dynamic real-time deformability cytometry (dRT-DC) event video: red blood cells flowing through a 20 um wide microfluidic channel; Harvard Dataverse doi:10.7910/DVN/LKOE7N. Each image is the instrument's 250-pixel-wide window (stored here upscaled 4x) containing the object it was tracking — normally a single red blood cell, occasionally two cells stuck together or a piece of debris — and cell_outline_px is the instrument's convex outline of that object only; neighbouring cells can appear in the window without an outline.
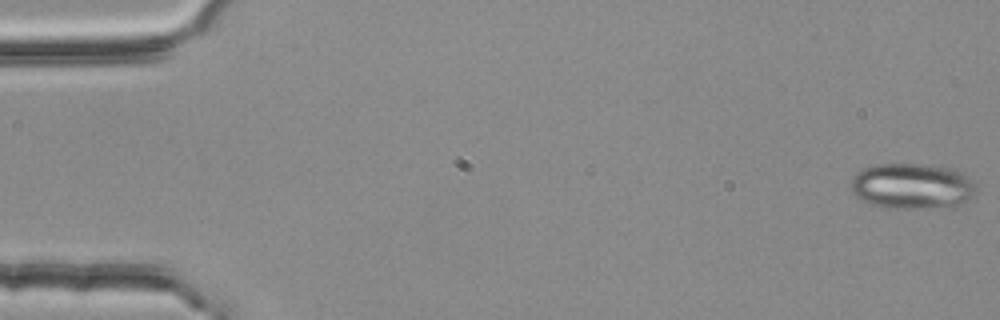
{"species": "common noctule bat (a hibernating species)", "species_latin": "Nyctalus noctula", "temperature_condition": "room temperature", "stored_images_in_passage": 17, "camera_frame_rate_fps": 3000, "um_per_image_px": 0.085, "animal": {"sex": "female", "body_mass_g": 25.1}, "frame": {"image": 1, "passage_image": 1, "time_ms": 0.0, "image_size_px": [1000, 320], "cell_outline_px": [[980, 192], [956, 208], [884, 208], [872, 204], [856, 196], [852, 192], [852, 176], [856, 172], [864, 168], [880, 164], [924, 164], [956, 168], [964, 172], [976, 184]], "centroid_in_image_um": [77.64, 15.83], "position_along_channel_um": 7.4, "area_um2": 34.22}}